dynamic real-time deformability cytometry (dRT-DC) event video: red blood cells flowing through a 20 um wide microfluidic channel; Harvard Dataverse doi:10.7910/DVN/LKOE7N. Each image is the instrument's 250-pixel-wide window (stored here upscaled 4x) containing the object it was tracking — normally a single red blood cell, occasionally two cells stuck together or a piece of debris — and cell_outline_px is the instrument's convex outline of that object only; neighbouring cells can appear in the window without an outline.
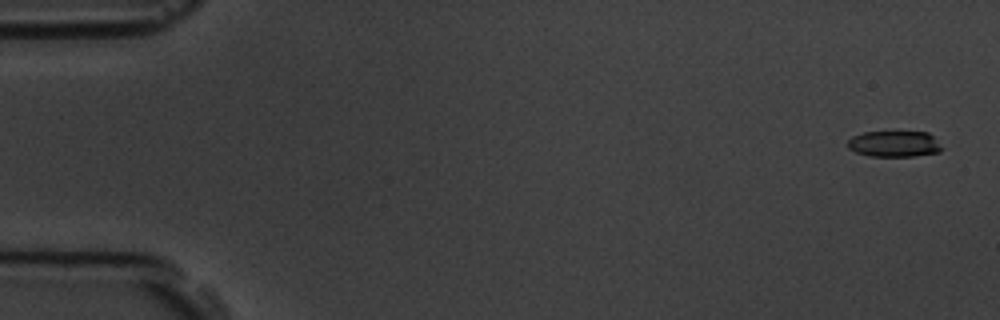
{"species": "common noctule bat (a hibernating species)", "species_latin": "Nyctalus noctula", "temperature_condition": "room temperature", "stored_images_in_passage": 5, "camera_frame_rate_fps": 3000, "um_per_image_px": 0.085, "animal": {"sex": "male", "body_mass_g": 19.5, "forearm_length_mm": 54.6}, "frame": {"image": 1, "passage_image": 1, "time_ms": 0.0, "image_size_px": [1000, 320], "cell_outline_px": [[944, 148], [940, 152], [912, 156], [872, 156], [856, 152], [848, 148], [848, 140], [852, 136], [864, 132], [928, 132]], "centroid_in_image_um": [76.02, 12.23], "position_along_channel_um": 9.0, "area_um2": 14.22}}
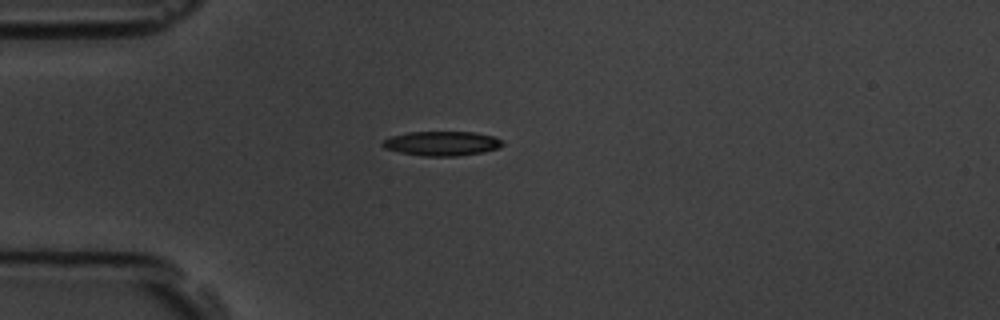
{"frame": {"image": 2, "passage_image": 5, "time_ms": 4.333, "image_size_px": [1000, 320], "cell_outline_px": [[504, 144], [500, 148], [484, 152], [456, 156], [424, 156], [400, 152], [384, 148], [380, 144], [384, 140], [392, 136], [408, 132], [476, 132], [492, 136], [500, 140]], "centroid_in_image_um": [37.56, 12.19], "position_along_channel_um": 47.4, "area_um2": 17.05}}